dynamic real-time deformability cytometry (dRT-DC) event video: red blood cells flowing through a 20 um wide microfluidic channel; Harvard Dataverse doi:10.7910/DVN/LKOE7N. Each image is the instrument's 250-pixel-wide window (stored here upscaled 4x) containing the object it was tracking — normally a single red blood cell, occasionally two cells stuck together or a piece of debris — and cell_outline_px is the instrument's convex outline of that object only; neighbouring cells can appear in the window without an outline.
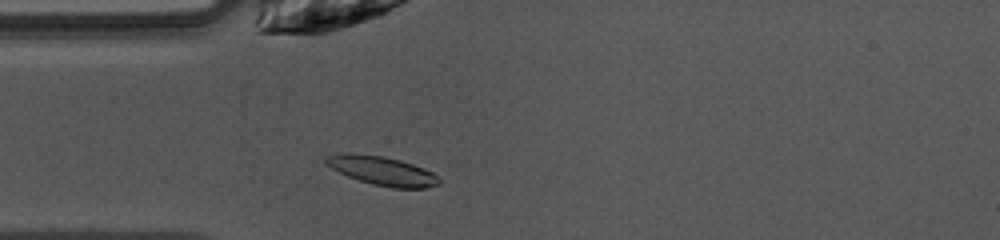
{"species": "common noctule bat (a hibernating species)", "species_latin": "Nyctalus noctula", "temperature_condition": "warm", "stored_images_in_passage": 41, "camera_frame_rate_fps": 3000, "um_per_image_px": 0.085, "animal": {"sex": "female", "body_mass_g": 10.0, "forearm_length_mm": 53.1}, "frame": {"image": 1, "passage_image": 5, "time_ms": 1.333, "image_size_px": [1000, 240], "cell_outline_px": [[440, 184], [424, 188], [392, 188], [372, 184], [348, 176], [332, 168], [324, 160], [324, 156], [344, 152], [348, 152], [380, 156], [400, 160], [424, 168], [432, 172], [440, 180]], "centroid_in_image_um": [32.47, 14.51], "position_along_channel_um": 52.5, "area_um2": 18.9}}
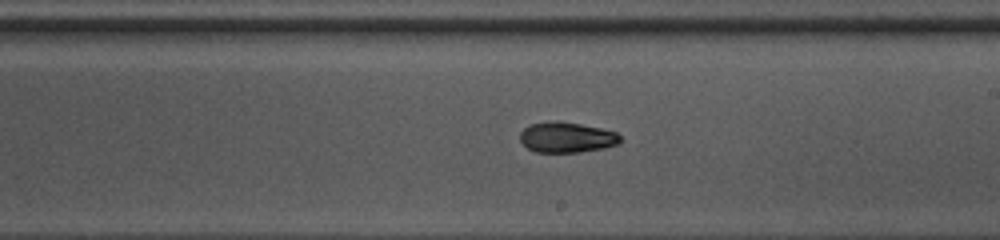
{"frame": {"image": 2, "passage_image": 19, "time_ms": 6.0, "image_size_px": [1000, 240], "cell_outline_px": [[620, 144], [604, 148], [580, 152], [536, 152], [528, 148], [520, 140], [520, 132], [528, 124], [552, 120], [556, 120], [580, 124], [600, 128], [616, 132], [620, 136]], "centroid_in_image_um": [48.15, 11.66], "position_along_channel_um": 240.8, "area_um2": 17.92}}
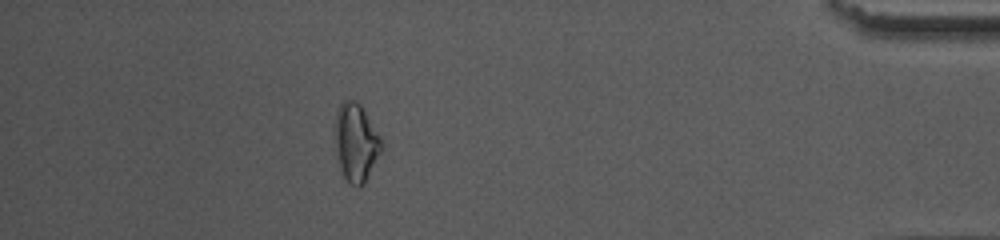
{"frame": {"image": 3, "passage_image": 35, "time_ms": 11.333, "image_size_px": [1000, 240], "cell_outline_px": [[380, 152], [364, 184], [360, 188], [356, 188], [344, 176], [340, 168], [336, 156], [336, 112], [340, 104], [344, 100], [356, 100], [360, 104], [380, 136]], "centroid_in_image_um": [30.24, 12.11], "position_along_channel_um": 405.0, "area_um2": 20.63}, "authors_computed_cell_mechanics": {"area_um2": 18.1492, "velocity_mm_per_s": 4.0827, "shape_relaxation_time_tau1_ms": 4.7247, "shape_relaxation_time_tau2_ms": 3.0467, "deformation_change_tau1": 0.1625, "deformation_change_tau2": 0.0868}}